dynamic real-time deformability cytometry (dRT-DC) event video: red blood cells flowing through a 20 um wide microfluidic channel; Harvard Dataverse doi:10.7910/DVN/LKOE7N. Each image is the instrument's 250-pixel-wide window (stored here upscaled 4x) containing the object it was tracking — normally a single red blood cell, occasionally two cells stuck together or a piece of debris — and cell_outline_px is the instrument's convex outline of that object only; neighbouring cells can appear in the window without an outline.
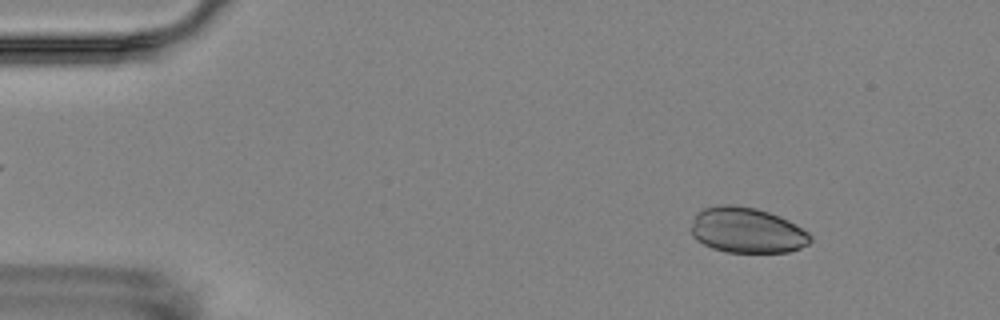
{"species": "Egyptian fruit bat (a non-hibernating species)", "species_latin": "Rousettus aegyptiacus", "temperature_condition": "room temperature", "stored_images_in_passage": 3, "camera_frame_rate_fps": 3000, "um_per_image_px": 0.085, "animal": {"sex": "female"}, "frame": {"image": 1, "passage_image": 1, "time_ms": 0.0, "image_size_px": [1000, 320], "cell_outline_px": [[812, 240], [808, 244], [800, 248], [788, 252], [724, 252], [712, 248], [696, 240], [692, 236], [692, 224], [696, 212], [704, 208], [716, 204], [736, 204], [756, 208], [780, 216], [796, 224], [808, 232], [812, 236]], "centroid_in_image_um": [63.48, 19.56], "position_along_channel_um": 21.5, "area_um2": 31.91}}
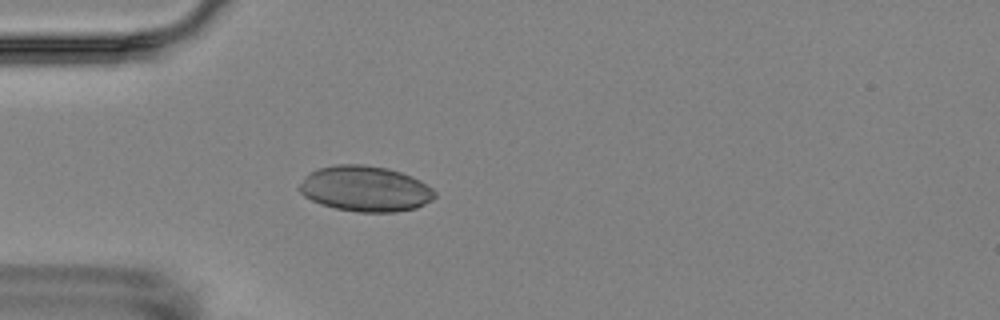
{"frame": {"image": 2, "passage_image": 3, "time_ms": 3.0, "image_size_px": [1000, 320], "cell_outline_px": [[436, 196], [432, 200], [416, 208], [396, 212], [360, 212], [336, 208], [320, 204], [304, 196], [296, 188], [304, 176], [308, 172], [320, 168], [336, 164], [364, 164], [388, 168], [412, 176], [420, 180], [432, 188], [436, 192]], "centroid_in_image_um": [31.03, 16.03], "position_along_channel_um": 54.0, "area_um2": 36.24}}